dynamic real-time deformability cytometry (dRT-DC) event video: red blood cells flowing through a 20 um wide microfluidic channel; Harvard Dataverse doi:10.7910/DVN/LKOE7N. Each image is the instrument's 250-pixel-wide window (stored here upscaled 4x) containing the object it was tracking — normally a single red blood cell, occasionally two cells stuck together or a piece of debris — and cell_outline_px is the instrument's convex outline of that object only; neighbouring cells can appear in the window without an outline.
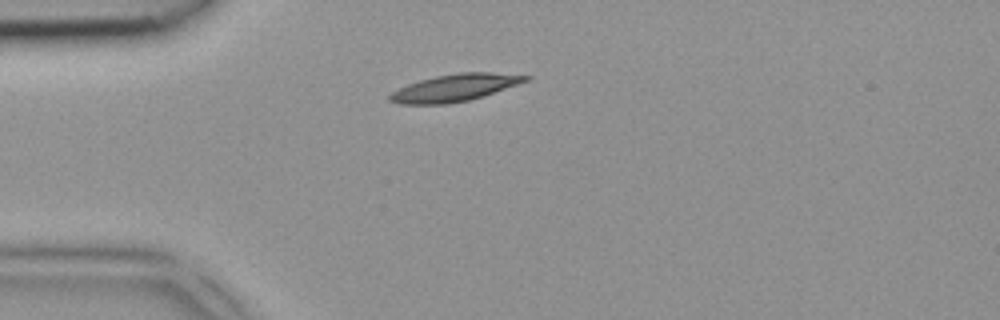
{"species": "common noctule bat (a hibernating species)", "species_latin": "Nyctalus noctula", "temperature_condition": "room temperature", "stored_images_in_passage": 5, "camera_frame_rate_fps": 3000, "um_per_image_px": 0.085, "animal": {"sex": "female", "body_mass_g": 18.4}, "frame": {"image": 1, "passage_image": 5, "time_ms": 1.333, "image_size_px": [1000, 320], "cell_outline_px": [[532, 76], [528, 80], [468, 100], [448, 104], [400, 104], [388, 100], [388, 96], [392, 92], [408, 84], [420, 80], [436, 76], [456, 72], [492, 72]], "centroid_in_image_um": [38.6, 7.45], "position_along_channel_um": 46.4, "area_um2": 21.1}}